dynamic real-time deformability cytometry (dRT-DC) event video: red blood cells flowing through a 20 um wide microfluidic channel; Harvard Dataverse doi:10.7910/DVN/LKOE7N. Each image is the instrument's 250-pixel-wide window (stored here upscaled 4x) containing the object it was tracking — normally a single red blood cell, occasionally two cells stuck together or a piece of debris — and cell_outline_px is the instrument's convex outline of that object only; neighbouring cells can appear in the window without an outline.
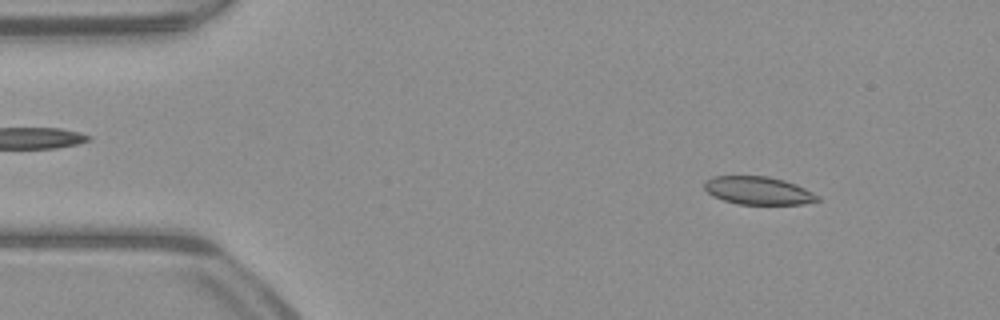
{"species": "common noctule bat (a hibernating species)", "species_latin": "Nyctalus noctula", "temperature_condition": "warm", "stored_images_in_passage": 51, "camera_frame_rate_fps": 3000, "um_per_image_px": 0.085, "animal": {"sex": "male", "body_mass_g": 23.1, "forearm_length_mm": 52.7}, "frame": {"image": 1, "passage_image": 6, "time_ms": 1.667, "image_size_px": [1000, 320], "cell_outline_px": [[820, 200], [804, 204], [736, 204], [712, 196], [704, 188], [704, 180], [712, 176], [768, 176], [784, 180], [796, 184], [820, 196]], "centroid_in_image_um": [64.43, 16.2], "position_along_channel_um": 20.6, "area_um2": 18.55}}
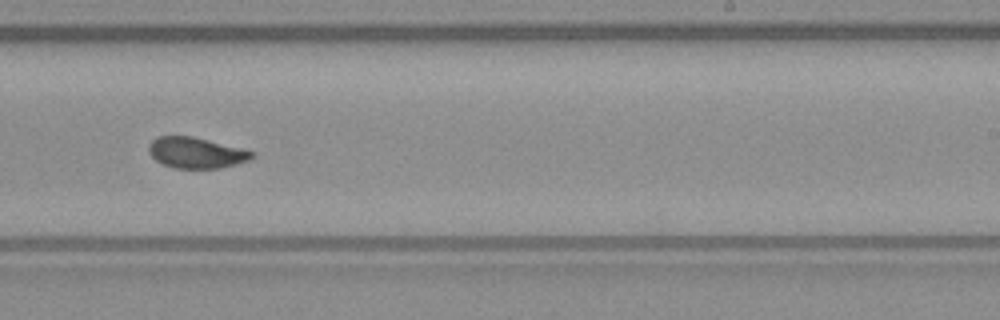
{"frame": {"image": 2, "passage_image": 31, "time_ms": 10.0, "image_size_px": [1000, 320], "cell_outline_px": [[256, 156], [248, 160], [236, 164], [220, 168], [172, 168], [156, 160], [148, 152], [148, 144], [156, 136], [192, 136], [244, 148], [256, 152]], "centroid_in_image_um": [16.69, 12.97], "position_along_channel_um": 272.3, "area_um2": 18.79}}
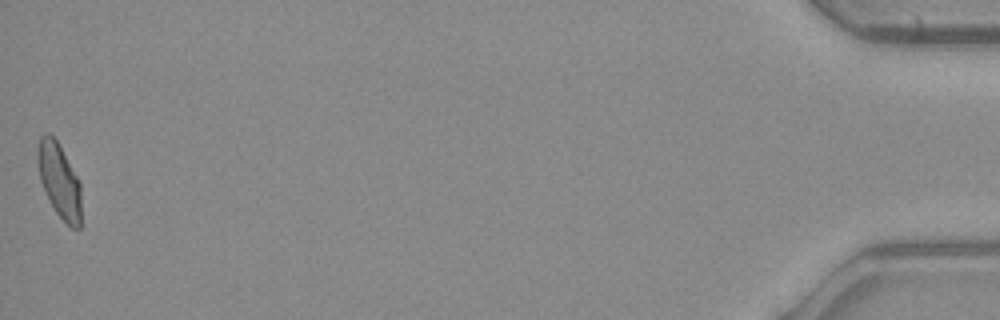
{"frame": {"image": 3, "passage_image": 51, "time_ms": 16.667, "image_size_px": [1000, 320], "cell_outline_px": [[80, 228], [72, 228], [56, 212], [40, 180], [36, 160], [36, 152], [40, 136], [44, 132], [48, 132], [56, 140], [80, 180]], "centroid_in_image_um": [5.02, 15.28], "position_along_channel_um": 430.2, "area_um2": 18.73}, "authors_computed_cell_mechanics": {"area_um2": 18.8428, "velocity_mm_per_s": 3.9906, "shape_relaxation_time_tau1_ms": null, "shape_relaxation_time_tau2_ms": 0.8575, "deformation_change_tau1": null, "deformation_change_tau2": 0.0571}}